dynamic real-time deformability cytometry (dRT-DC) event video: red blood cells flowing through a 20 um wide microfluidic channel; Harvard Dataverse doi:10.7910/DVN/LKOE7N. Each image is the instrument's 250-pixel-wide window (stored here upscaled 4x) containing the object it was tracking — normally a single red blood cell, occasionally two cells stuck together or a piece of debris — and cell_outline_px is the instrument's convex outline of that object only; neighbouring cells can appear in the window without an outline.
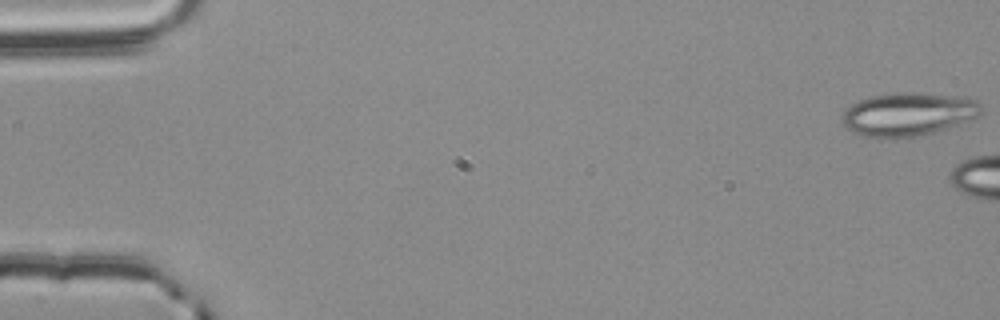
{"species": "common noctule bat (a hibernating species)", "species_latin": "Nyctalus noctula", "temperature_condition": "room temperature", "stored_images_in_passage": 9, "camera_frame_rate_fps": 3000, "um_per_image_px": 0.085, "animal": {"sex": "male", "body_mass_g": 20.4}, "frame": {"image": 1, "passage_image": 1, "time_ms": 0.0, "image_size_px": [1000, 320], "cell_outline_px": [[984, 108], [976, 116], [956, 124], [932, 132], [916, 136], [880, 140], [860, 136], [852, 132], [844, 124], [840, 116], [852, 104], [860, 100], [872, 96], [900, 92], [904, 92], [956, 96], [976, 100]], "centroid_in_image_um": [77.11, 9.73], "position_along_channel_um": 7.9, "area_um2": 34.85}}